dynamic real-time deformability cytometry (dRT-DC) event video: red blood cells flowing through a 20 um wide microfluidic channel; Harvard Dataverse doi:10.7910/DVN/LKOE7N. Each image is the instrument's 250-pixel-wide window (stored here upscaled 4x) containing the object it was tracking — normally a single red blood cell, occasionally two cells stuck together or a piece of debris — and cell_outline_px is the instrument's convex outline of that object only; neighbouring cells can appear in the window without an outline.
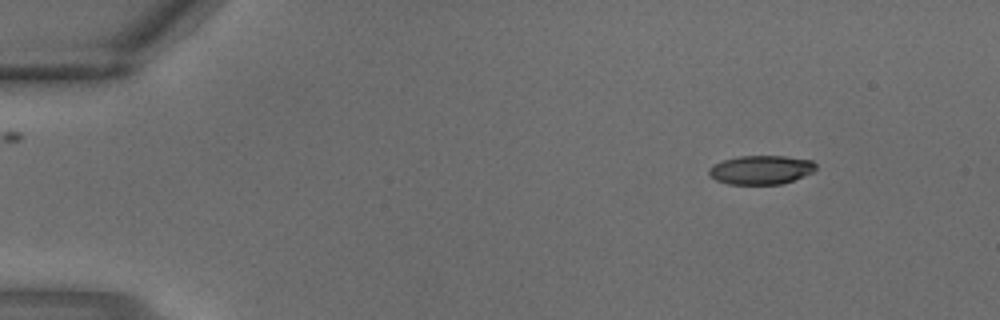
{"species": "common noctule bat (a hibernating species)", "species_latin": "Nyctalus noctula", "temperature_condition": "warm", "stored_images_in_passage": 4, "segment_of_instrument_passage": [2, 2], "camera_frame_rate_fps": 3000, "um_per_image_px": 0.085, "animal": {"sex": "male", "body_mass_g": 18.8}, "frame": {"image": 1, "passage_image": 4, "time_ms": 1.0, "image_size_px": [1000, 320], "cell_outline_px": [[816, 168], [812, 172], [792, 180], [780, 184], [728, 184], [716, 180], [708, 176], [708, 168], [724, 160], [740, 156], [784, 156], [812, 160], [816, 164]], "centroid_in_image_um": [64.66, 14.43], "position_along_channel_um": 20.3, "area_um2": 17.86}}